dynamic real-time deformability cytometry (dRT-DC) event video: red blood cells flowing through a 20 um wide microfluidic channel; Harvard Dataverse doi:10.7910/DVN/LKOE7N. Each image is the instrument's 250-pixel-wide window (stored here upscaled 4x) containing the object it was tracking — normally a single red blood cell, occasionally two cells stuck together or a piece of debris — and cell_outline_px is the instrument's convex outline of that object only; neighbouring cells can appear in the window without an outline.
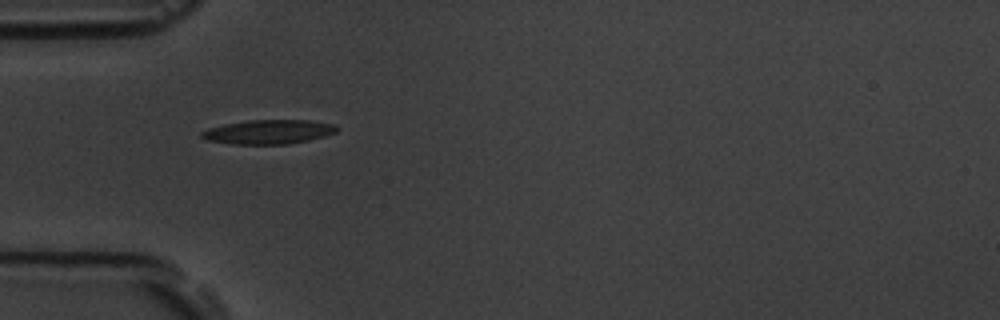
{"species": "common noctule bat (a hibernating species)", "species_latin": "Nyctalus noctula", "temperature_condition": "room temperature", "stored_images_in_passage": 38, "camera_frame_rate_fps": 3000, "um_per_image_px": 0.085, "animal": {"sex": "male", "body_mass_g": 19.5, "forearm_length_mm": 54.6}, "frame": {"image": 1, "passage_image": 1, "time_ms": 0.0, "image_size_px": [1000, 320], "cell_outline_px": [[340, 128], [336, 132], [324, 136], [308, 140], [288, 144], [232, 144], [208, 140], [200, 136], [200, 132], [208, 128], [224, 124], [248, 120], [308, 120], [336, 124]], "centroid_in_image_um": [22.84, 11.2], "position_along_channel_um": 62.2, "area_um2": 19.13}}
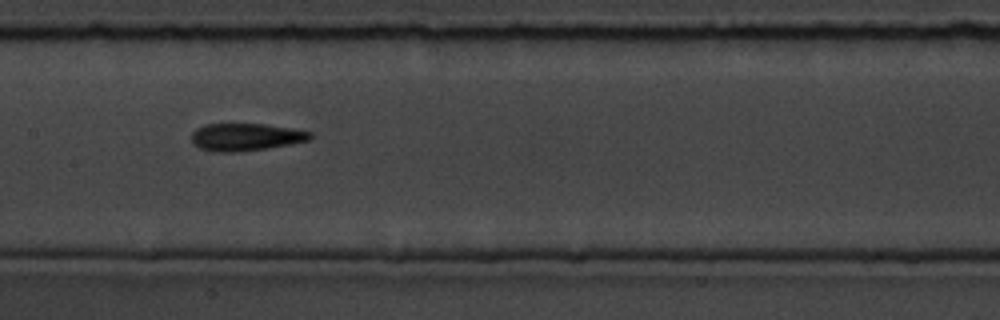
{"frame": {"image": 2, "passage_image": 11, "time_ms": 3.333, "image_size_px": [1000, 320], "cell_outline_px": [[312, 136], [308, 140], [268, 148], [236, 152], [216, 152], [200, 148], [192, 144], [192, 132], [196, 128], [204, 124], [264, 124], [292, 128], [312, 132]], "centroid_in_image_um": [20.85, 11.64], "position_along_channel_um": 186.5, "area_um2": 18.96}}
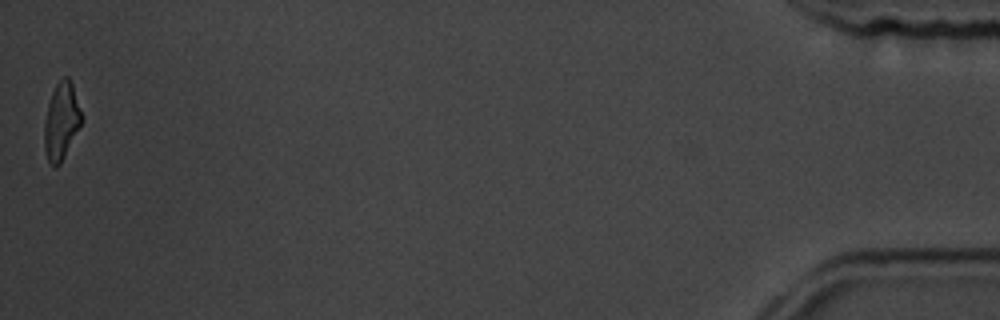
{"frame": {"image": 3, "passage_image": 38, "time_ms": 12.333, "image_size_px": [1000, 320], "cell_outline_px": [[84, 120], [60, 164], [56, 168], [48, 160], [44, 148], [44, 124], [48, 104], [52, 92], [56, 84], [64, 76], [68, 76], [72, 84]], "centroid_in_image_um": [5.23, 10.3], "position_along_channel_um": 430.0, "area_um2": 16.7}, "authors_computed_cell_mechanics": {"area_um2": 18.4093, "velocity_mm_per_s": 3.7838, "shape_relaxation_time_tau1_ms": 4.4368, "shape_relaxation_time_tau2_ms": 4.2355, "deformation_change_tau1": 0.1505, "deformation_change_tau2": 0.1324}}